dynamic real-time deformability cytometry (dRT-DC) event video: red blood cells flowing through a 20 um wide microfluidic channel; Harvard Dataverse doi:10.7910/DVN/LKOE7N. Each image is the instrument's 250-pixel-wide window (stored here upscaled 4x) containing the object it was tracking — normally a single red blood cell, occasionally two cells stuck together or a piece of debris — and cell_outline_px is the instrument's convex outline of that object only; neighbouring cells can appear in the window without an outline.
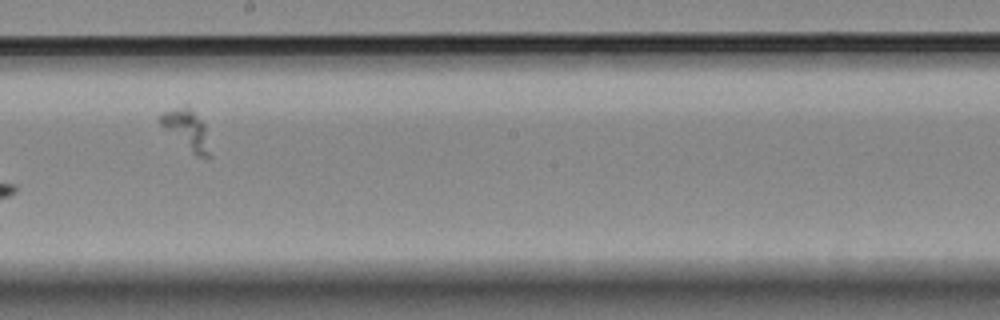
{"species": "Egyptian fruit bat (a non-hibernating species)", "species_latin": "Rousettus aegyptiacus", "temperature_condition": "room temperature", "stored_images_in_passage": 9, "camera_frame_rate_fps": 3000, "um_per_image_px": 0.085, "animal": {"sex": "female"}, "frame": {"image": 1, "passage_image": 7, "time_ms": 9.0, "image_size_px": [1000, 320], "cell_outline_px": [[212, 156], [196, 156], [164, 128], [160, 124], [160, 112], [172, 108], [188, 104], [192, 108], [204, 124]], "centroid_in_image_um": [15.88, 10.97], "position_along_channel_um": 232.3, "area_um2": 11.5}}
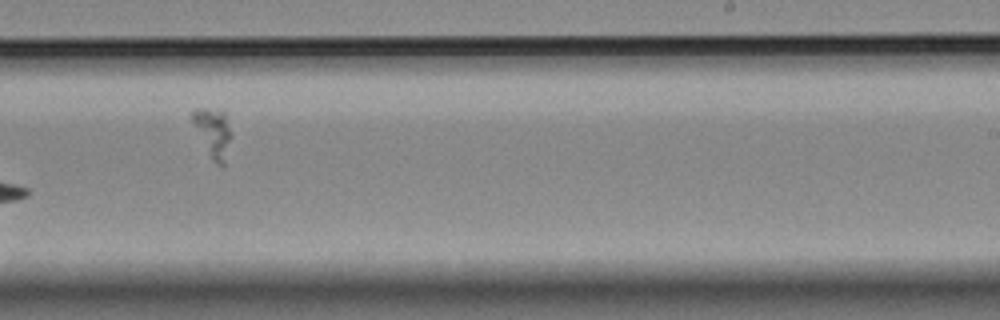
{"frame": {"image": 2, "passage_image": 8, "time_ms": 10.0, "image_size_px": [1000, 320], "cell_outline_px": [[232, 136], [224, 164], [220, 168], [212, 160], [192, 124], [188, 116], [196, 108], [224, 108]], "centroid_in_image_um": [18.1, 11.22], "position_along_channel_um": 270.9, "area_um2": 11.56}}
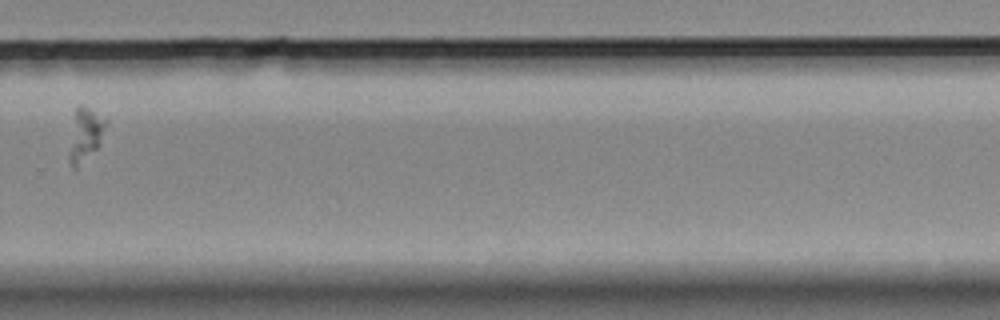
{"frame": {"image": 3, "passage_image": 9, "time_ms": 11.333, "image_size_px": [1000, 320], "cell_outline_px": [[108, 124], [100, 144], [76, 168], [72, 168], [68, 160], [68, 152], [76, 108], [80, 104], [84, 104], [108, 120]], "centroid_in_image_um": [7.27, 11.42], "position_along_channel_um": 322.5, "area_um2": 11.39}}